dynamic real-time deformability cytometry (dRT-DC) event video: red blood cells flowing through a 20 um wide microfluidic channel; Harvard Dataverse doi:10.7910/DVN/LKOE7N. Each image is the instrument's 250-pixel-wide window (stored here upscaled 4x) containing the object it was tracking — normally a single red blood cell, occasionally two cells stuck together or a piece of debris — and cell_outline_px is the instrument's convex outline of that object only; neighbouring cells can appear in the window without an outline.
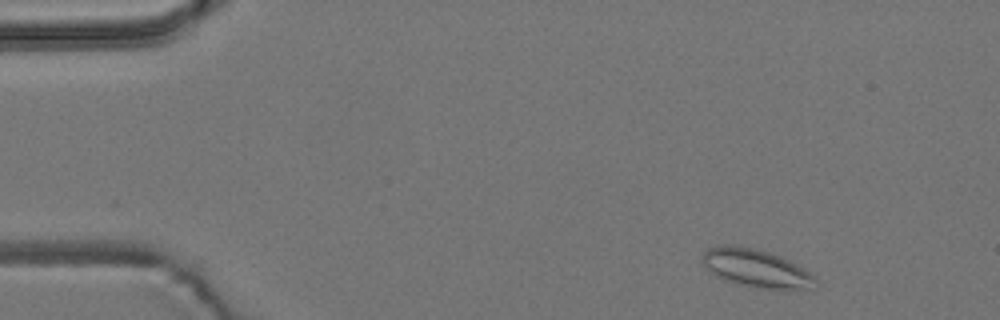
{"species": "common noctule bat (a hibernating species)", "species_latin": "Nyctalus noctula", "temperature_condition": "room temperature", "stored_images_in_passage": 52, "camera_frame_rate_fps": 3000, "um_per_image_px": 0.085, "animal": {"sex": "male", "body_mass_g": 19.2, "forearm_length_mm": 51.8}, "frame": {"image": 1, "passage_image": 3, "time_ms": 0.667, "image_size_px": [1000, 320], "cell_outline_px": [[816, 288], [760, 288], [736, 284], [716, 276], [700, 260], [704, 252], [708, 248], [724, 244], [732, 244], [752, 248], [768, 252], [780, 256], [796, 264], [816, 276]], "centroid_in_image_um": [64.25, 22.79], "position_along_channel_um": 20.7, "area_um2": 24.85}}
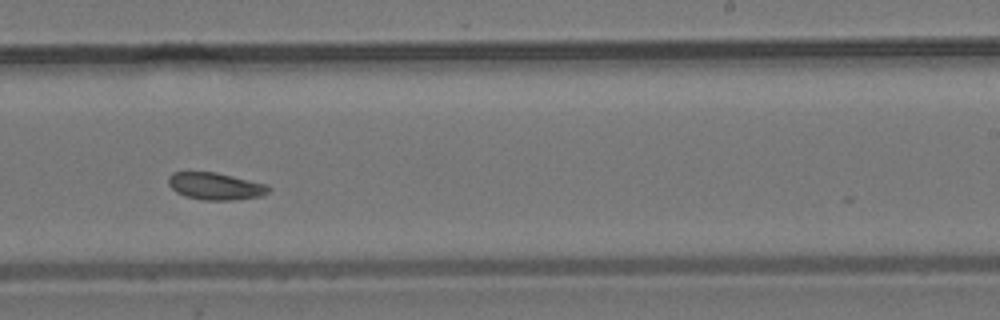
{"frame": {"image": 2, "passage_image": 31, "time_ms": 10.0, "image_size_px": [1000, 320], "cell_outline_px": [[272, 188], [264, 196], [232, 200], [204, 200], [184, 196], [176, 192], [168, 184], [168, 176], [172, 172], [216, 172], [268, 184]], "centroid_in_image_um": [18.34, 15.83], "position_along_channel_um": 270.7, "area_um2": 16.07}}
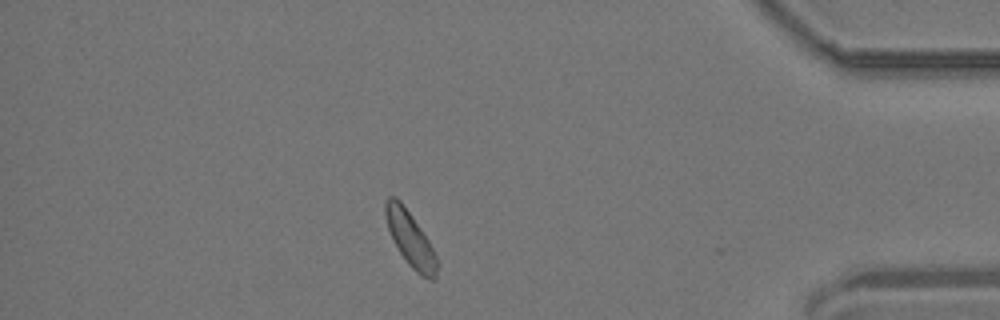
{"frame": {"image": 3, "passage_image": 45, "time_ms": 14.667, "image_size_px": [1000, 320], "cell_outline_px": [[440, 264], [436, 280], [428, 280], [420, 276], [408, 264], [392, 240], [384, 216], [384, 200], [388, 196], [396, 196], [400, 200], [412, 216], [428, 240]], "centroid_in_image_um": [34.88, 20.34], "position_along_channel_um": 400.3, "area_um2": 16.82}, "authors_computed_cell_mechanics": {"area_um2": 16.473, "velocity_mm_per_s": 3.6643, "shape_relaxation_time_tau1_ms": null, "shape_relaxation_time_tau2_ms": 8.046, "deformation_change_tau1": null, "deformation_change_tau2": 0.1194}}